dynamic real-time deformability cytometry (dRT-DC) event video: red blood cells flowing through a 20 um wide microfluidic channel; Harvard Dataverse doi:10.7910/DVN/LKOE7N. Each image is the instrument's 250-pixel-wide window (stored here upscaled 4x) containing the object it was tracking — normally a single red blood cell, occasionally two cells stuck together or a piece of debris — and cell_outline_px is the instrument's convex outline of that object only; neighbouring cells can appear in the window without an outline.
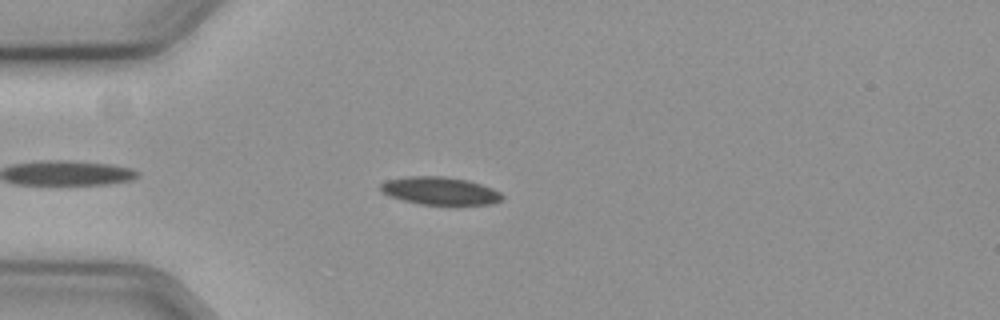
{"species": "common noctule bat (a hibernating species)", "species_latin": "Nyctalus noctula", "temperature_condition": "cold", "stored_images_in_passage": 45, "camera_frame_rate_fps": 3000, "um_per_image_px": 0.085, "animal": {"sex": "female", "body_mass_g": 19.3, "forearm_length_mm": 54.1}, "frame": {"image": 1, "passage_image": 6, "time_ms": 1.667, "image_size_px": [1000, 320], "cell_outline_px": [[504, 200], [492, 204], [456, 208], [420, 204], [404, 200], [392, 196], [384, 192], [380, 188], [380, 184], [388, 180], [404, 176], [444, 176], [468, 180], [492, 188], [500, 192], [504, 196]], "centroid_in_image_um": [37.51, 16.27], "position_along_channel_um": 47.5, "area_um2": 20.58}}
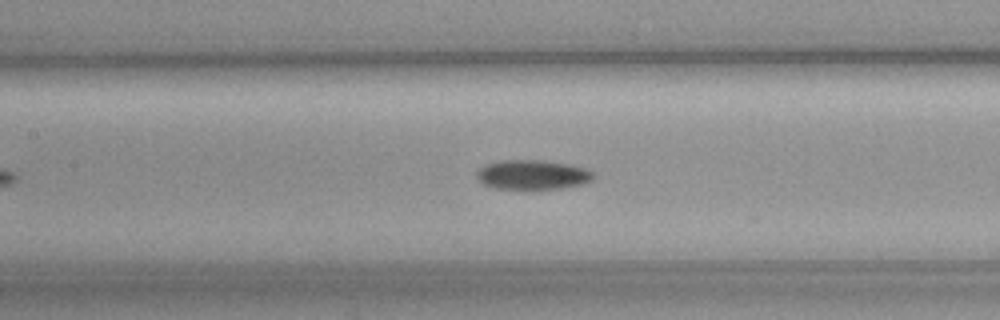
{"frame": {"image": 2, "passage_image": 17, "time_ms": 5.333, "image_size_px": [1000, 320], "cell_outline_px": [[596, 176], [592, 180], [584, 184], [560, 188], [496, 188], [484, 184], [476, 176], [476, 172], [480, 168], [488, 164], [500, 160], [540, 160], [568, 164], [584, 168], [592, 172]], "centroid_in_image_um": [45.29, 14.84], "position_along_channel_um": 162.1, "area_um2": 19.77}}
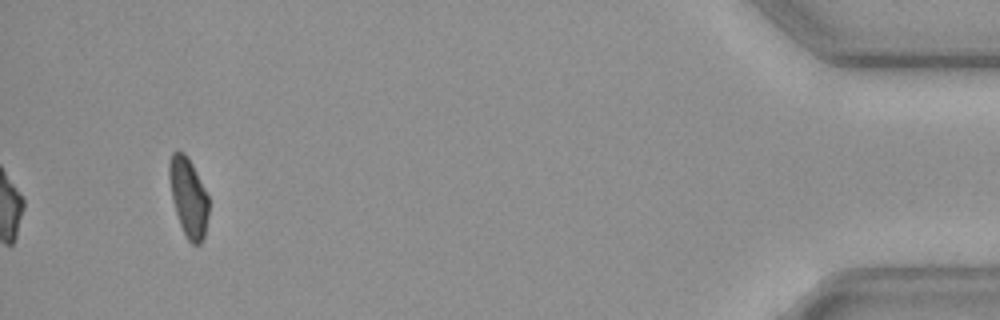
{"frame": {"image": 3, "passage_image": 45, "time_ms": 14.667, "image_size_px": [1000, 320], "cell_outline_px": [[208, 216], [204, 236], [200, 244], [192, 244], [188, 240], [180, 224], [172, 200], [168, 176], [168, 164], [172, 152], [184, 152], [188, 156], [208, 196]], "centroid_in_image_um": [16.0, 16.75], "position_along_channel_um": 419.2, "area_um2": 18.03}, "authors_computed_cell_mechanics": {"area_um2": 20.0566, "velocity_mm_per_s": 3.6024, "shape_relaxation_time_tau1_ms": 4.1288, "shape_relaxation_time_tau2_ms": null, "deformation_change_tau1": 0.0755, "deformation_change_tau2": null}}